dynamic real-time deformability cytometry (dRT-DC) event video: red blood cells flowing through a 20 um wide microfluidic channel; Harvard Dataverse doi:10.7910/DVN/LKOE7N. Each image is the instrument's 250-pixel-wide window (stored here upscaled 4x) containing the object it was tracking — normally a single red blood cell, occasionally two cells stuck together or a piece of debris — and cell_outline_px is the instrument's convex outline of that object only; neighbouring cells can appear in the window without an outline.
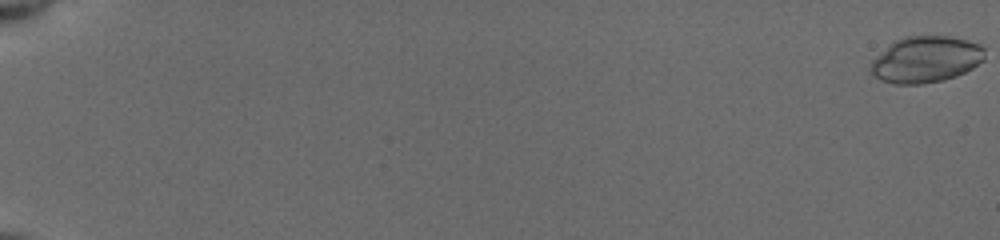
{"species": "common noctule bat (a hibernating species)", "species_latin": "Nyctalus noctula", "temperature_condition": "cold", "stored_images_in_passage": 55, "camera_frame_rate_fps": 3000, "um_per_image_px": 0.085, "animal": {"sex": "female", "body_mass_g": 19.5, "forearm_length_mm": 54.1}, "frame": {"image": 1, "passage_image": 1, "time_ms": 0.0, "image_size_px": [1000, 240], "cell_outline_px": [[984, 60], [972, 68], [956, 76], [944, 80], [924, 84], [896, 84], [880, 80], [868, 68], [872, 60], [888, 44], [904, 36], [948, 36], [980, 44], [984, 48]], "centroid_in_image_um": [78.67, 5.06], "position_along_channel_um": 6.3, "area_um2": 30.87}}
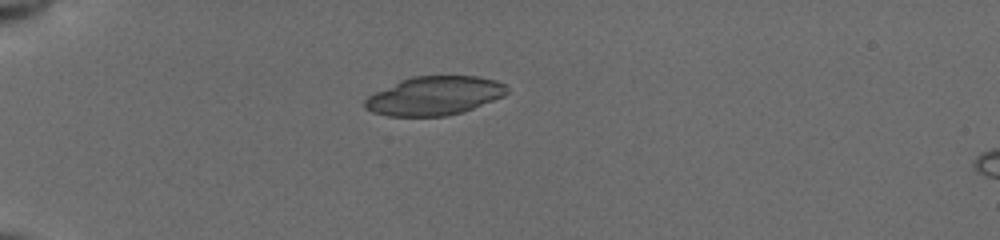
{"frame": {"image": 2, "passage_image": 18, "time_ms": 5.667, "image_size_px": [1000, 240], "cell_outline_px": [[508, 92], [504, 96], [472, 108], [460, 112], [444, 116], [388, 116], [372, 112], [364, 108], [364, 100], [368, 96], [400, 80], [412, 76], [476, 76], [496, 80], [504, 84], [508, 88]], "centroid_in_image_um": [36.91, 8.14], "position_along_channel_um": 48.1, "area_um2": 31.91}}